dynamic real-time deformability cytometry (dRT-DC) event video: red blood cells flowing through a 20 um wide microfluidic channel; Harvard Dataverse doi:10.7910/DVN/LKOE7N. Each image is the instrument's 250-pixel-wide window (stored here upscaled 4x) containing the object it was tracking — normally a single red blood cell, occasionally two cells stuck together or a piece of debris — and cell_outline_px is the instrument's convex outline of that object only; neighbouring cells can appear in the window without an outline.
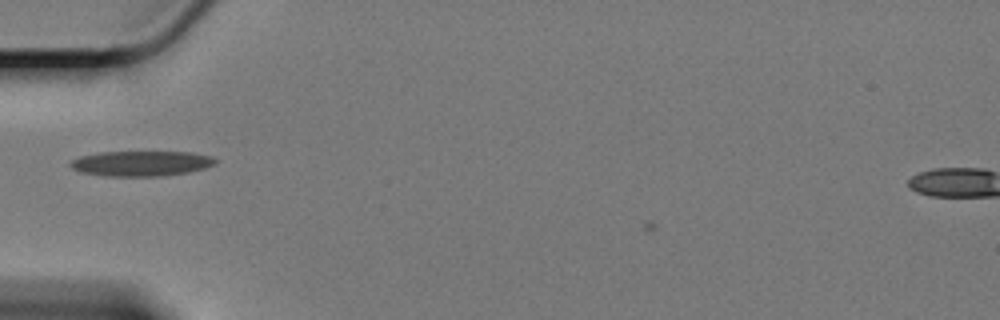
{"species": "Egyptian fruit bat (a non-hibernating species)", "species_latin": "Rousettus aegyptiacus", "temperature_condition": "cold", "stored_images_in_passage": 48, "camera_frame_rate_fps": 3000, "um_per_image_px": 0.085, "animal": {"sex": "female"}, "frame": {"image": 1, "passage_image": 11, "time_ms": 3.333, "image_size_px": [1000, 320], "cell_outline_px": [[216, 164], [204, 168], [188, 172], [160, 176], [108, 176], [80, 172], [72, 168], [68, 164], [72, 160], [80, 156], [100, 152], [192, 152], [212, 156], [216, 160]], "centroid_in_image_um": [12.0, 13.89], "position_along_channel_um": 73.0, "area_um2": 21.27}}
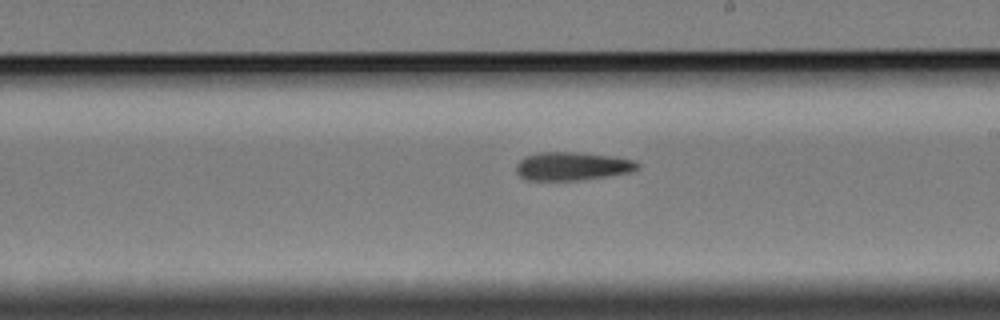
{"frame": {"image": 2, "passage_image": 26, "time_ms": 8.333, "image_size_px": [1000, 320], "cell_outline_px": [[640, 168], [632, 172], [576, 180], [528, 180], [520, 176], [516, 172], [516, 164], [520, 160], [528, 156], [540, 152], [576, 152], [612, 156], [636, 160], [640, 164]], "centroid_in_image_um": [48.67, 14.12], "position_along_channel_um": 240.3, "area_um2": 19.94}}
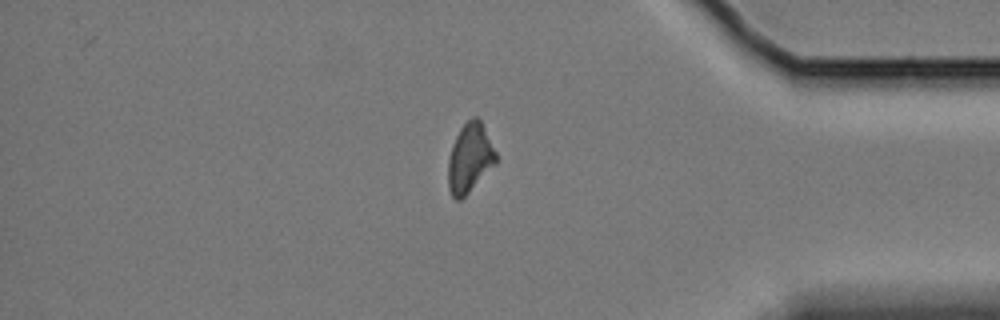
{"frame": {"image": 3, "passage_image": 42, "time_ms": 13.667, "image_size_px": [1000, 320], "cell_outline_px": [[496, 164], [460, 200], [456, 200], [452, 196], [448, 188], [448, 160], [452, 144], [460, 128], [472, 116], [476, 116], [480, 120], [496, 152]], "centroid_in_image_um": [39.92, 13.43], "position_along_channel_um": 395.3, "area_um2": 19.07}}